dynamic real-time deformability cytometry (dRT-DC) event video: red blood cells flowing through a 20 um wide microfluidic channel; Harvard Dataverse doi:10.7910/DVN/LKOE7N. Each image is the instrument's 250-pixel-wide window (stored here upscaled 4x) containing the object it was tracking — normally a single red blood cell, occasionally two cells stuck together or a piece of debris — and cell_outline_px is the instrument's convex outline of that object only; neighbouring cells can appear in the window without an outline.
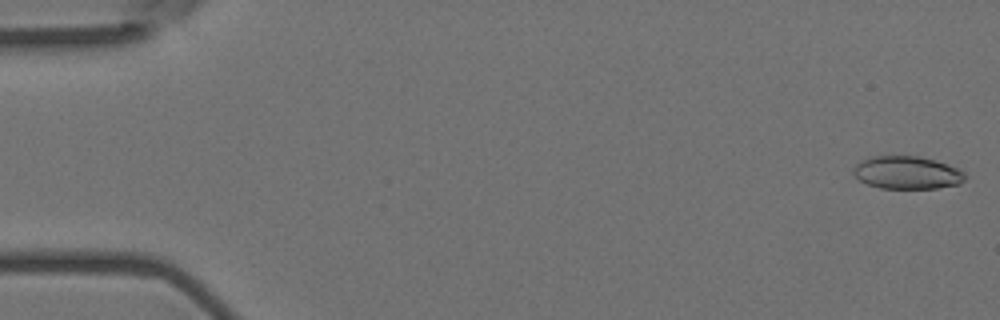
{"species": "Egyptian fruit bat (a non-hibernating species)", "species_latin": "Rousettus aegyptiacus", "temperature_condition": "room temperature", "stored_images_in_passage": 54, "camera_frame_rate_fps": 3000, "um_per_image_px": 0.085, "animal": {"sex": "female"}, "frame": {"image": 1, "passage_image": 1, "time_ms": 0.0, "image_size_px": [1000, 320], "cell_outline_px": [[964, 180], [960, 184], [936, 188], [880, 188], [868, 184], [860, 180], [852, 172], [852, 168], [856, 164], [872, 156], [920, 156], [948, 164], [964, 172]], "centroid_in_image_um": [77.09, 14.67], "position_along_channel_um": 7.9, "area_um2": 21.21}}
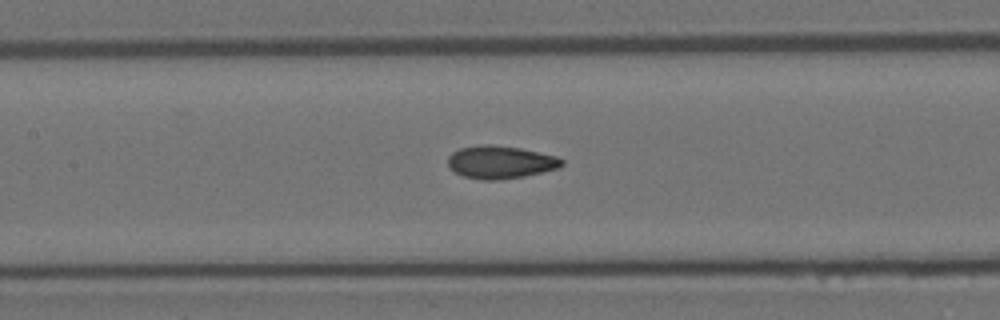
{"frame": {"image": 2, "passage_image": 25, "time_ms": 8.0, "image_size_px": [1000, 320], "cell_outline_px": [[564, 164], [560, 168], [524, 176], [500, 180], [480, 180], [464, 176], [456, 172], [448, 164], [448, 156], [452, 152], [460, 148], [484, 144], [492, 144], [520, 148], [556, 156], [564, 160]], "centroid_in_image_um": [42.56, 13.78], "position_along_channel_um": 164.8, "area_um2": 21.79}}
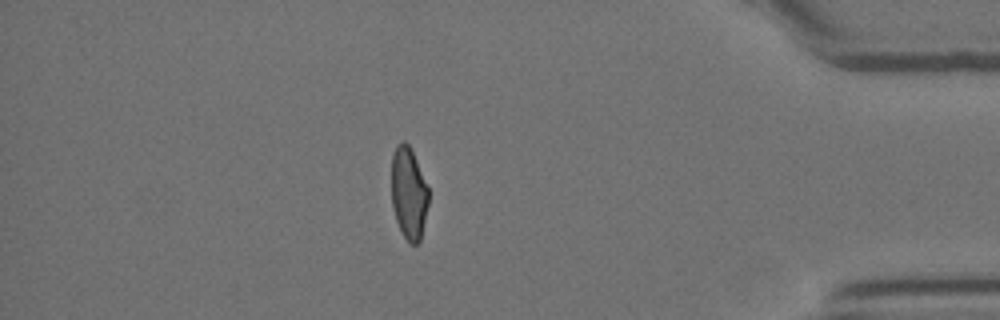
{"frame": {"image": 3, "passage_image": 47, "time_ms": 15.333, "image_size_px": [1000, 320], "cell_outline_px": [[428, 204], [420, 240], [416, 244], [408, 244], [400, 232], [392, 208], [392, 156], [396, 144], [404, 140], [408, 144], [416, 160], [428, 188]], "centroid_in_image_um": [34.72, 16.45], "position_along_channel_um": 400.5, "area_um2": 19.88}, "authors_computed_cell_mechanics": {"area_um2": 21.2126, "velocity_mm_per_s": 3.7427, "shape_relaxation_time_tau1_ms": 8.5612, "shape_relaxation_time_tau2_ms": 1.415, "deformation_change_tau1": 0.198, "deformation_change_tau2": 0.0742}}